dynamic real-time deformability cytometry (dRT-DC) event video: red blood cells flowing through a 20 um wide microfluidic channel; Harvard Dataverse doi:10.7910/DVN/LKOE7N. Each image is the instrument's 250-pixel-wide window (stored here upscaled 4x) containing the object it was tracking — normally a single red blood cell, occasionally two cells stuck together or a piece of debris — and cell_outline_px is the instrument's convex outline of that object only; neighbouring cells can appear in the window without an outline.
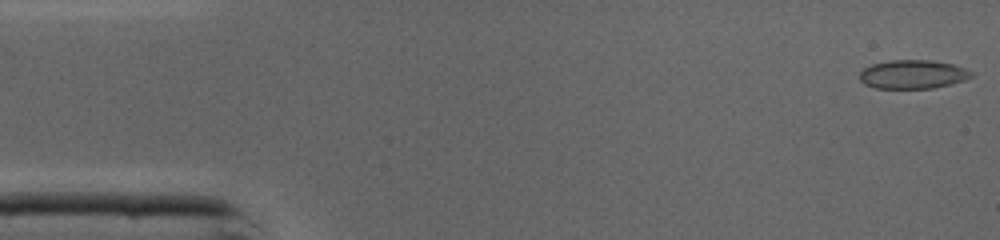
{"species": "common noctule bat (a hibernating species)", "species_latin": "Nyctalus noctula", "temperature_condition": "cold", "stored_images_in_passage": 10, "camera_frame_rate_fps": 3000, "um_per_image_px": 0.085, "animal": {"sex": "male", "body_mass_g": 19.0, "forearm_length_mm": 50.8}, "frame": {"image": 1, "passage_image": 1, "time_ms": 0.0, "image_size_px": [1000, 240], "cell_outline_px": [[972, 76], [964, 80], [952, 84], [932, 88], [876, 88], [864, 84], [860, 80], [860, 72], [864, 68], [872, 64], [888, 60], [932, 60], [952, 64], [964, 68], [972, 72]], "centroid_in_image_um": [77.57, 6.31], "position_along_channel_um": 7.4, "area_um2": 18.67}}